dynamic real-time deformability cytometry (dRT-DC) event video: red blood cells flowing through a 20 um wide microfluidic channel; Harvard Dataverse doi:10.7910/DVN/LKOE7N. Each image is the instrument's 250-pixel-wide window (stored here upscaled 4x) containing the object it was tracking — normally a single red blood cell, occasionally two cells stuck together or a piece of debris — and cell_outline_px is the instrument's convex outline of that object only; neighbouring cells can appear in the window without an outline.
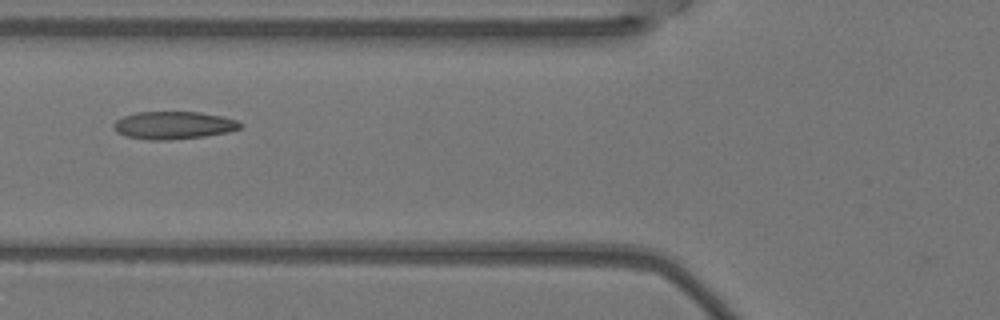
{"species": "Egyptian fruit bat (a non-hibernating species)", "species_latin": "Rousettus aegyptiacus", "temperature_condition": "warm", "stored_images_in_passage": 5, "camera_frame_rate_fps": 3000, "um_per_image_px": 0.085, "animal": {"sex": "female"}, "frame": {"image": 1, "passage_image": 5, "time_ms": 1.333, "image_size_px": [1000, 320], "cell_outline_px": [[244, 124], [240, 128], [228, 132], [204, 136], [168, 140], [148, 140], [124, 136], [116, 132], [112, 128], [112, 124], [116, 120], [124, 116], [136, 112], [200, 112], [220, 116], [236, 120]], "centroid_in_image_um": [14.71, 10.65], "position_along_channel_um": 111.1, "area_um2": 20.52}}